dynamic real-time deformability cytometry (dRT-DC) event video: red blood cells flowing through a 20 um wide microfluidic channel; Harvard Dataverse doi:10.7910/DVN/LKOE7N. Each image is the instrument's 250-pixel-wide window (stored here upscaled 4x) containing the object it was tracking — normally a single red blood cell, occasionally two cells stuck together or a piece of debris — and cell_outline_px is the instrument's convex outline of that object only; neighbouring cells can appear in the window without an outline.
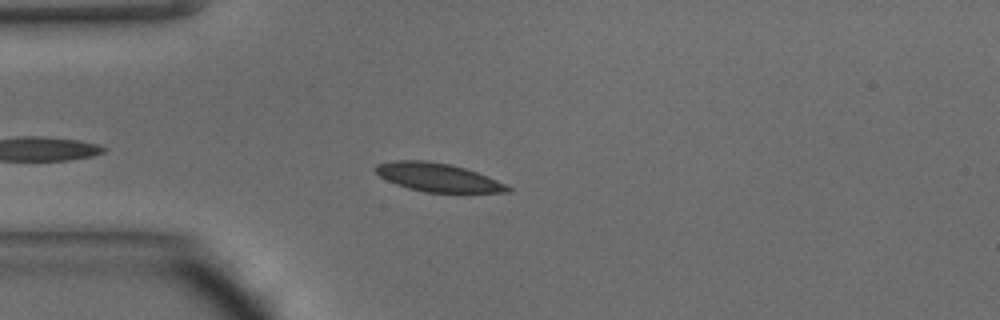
{"species": "common noctule bat (a hibernating species)", "species_latin": "Nyctalus noctula", "temperature_condition": "warm", "stored_images_in_passage": 38, "camera_frame_rate_fps": 3000, "um_per_image_px": 0.085, "animal": {"sex": "male", "body_mass_g": 15.6}, "frame": {"image": 1, "passage_image": 5, "time_ms": 1.333, "image_size_px": [1000, 320], "cell_outline_px": [[512, 192], [424, 192], [408, 188], [396, 184], [380, 176], [372, 168], [376, 164], [396, 160], [428, 160], [452, 164], [488, 176], [512, 188]], "centroid_in_image_um": [37.19, 15.06], "position_along_channel_um": 47.8, "area_um2": 21.85}}
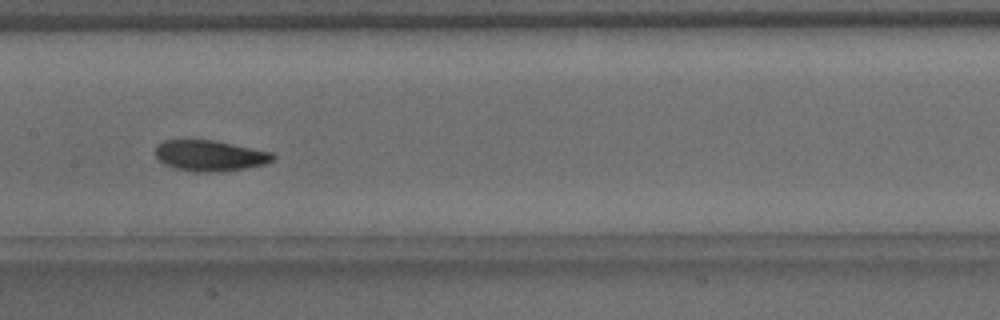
{"frame": {"image": 2, "passage_image": 16, "time_ms": 5.0, "image_size_px": [1000, 320], "cell_outline_px": [[276, 156], [272, 160], [264, 164], [224, 172], [192, 172], [176, 168], [164, 164], [156, 156], [156, 144], [164, 140], [212, 140], [272, 152]], "centroid_in_image_um": [17.82, 13.24], "position_along_channel_um": 189.6, "area_um2": 21.04}}
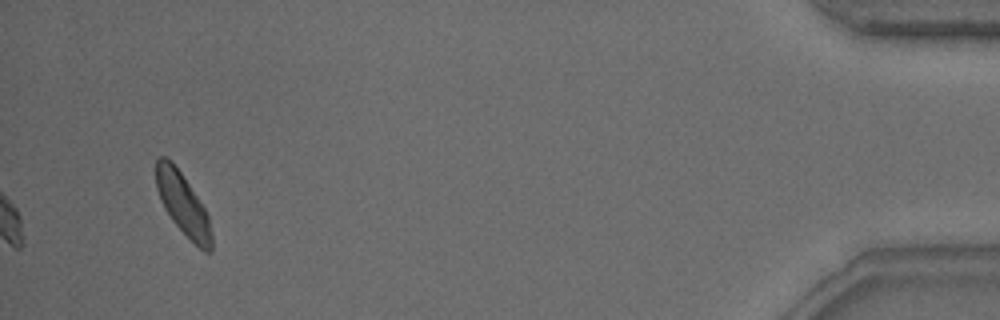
{"frame": {"image": 3, "passage_image": 38, "time_ms": 12.333, "image_size_px": [1000, 320], "cell_outline_px": [[212, 252], [204, 252], [172, 220], [164, 208], [160, 200], [156, 188], [156, 160], [160, 156], [164, 156], [172, 160], [204, 208], [208, 216], [212, 236]], "centroid_in_image_um": [15.53, 17.33], "position_along_channel_um": 419.7, "area_um2": 19.59}, "authors_computed_cell_mechanics": {"area_um2": 21.0392, "velocity_mm_per_s": 4.2018, "shape_relaxation_time_tau1_ms": 2.1043, "shape_relaxation_time_tau2_ms": 4.8456, "deformation_change_tau1": 0.0856, "deformation_change_tau2": 0.0835}}